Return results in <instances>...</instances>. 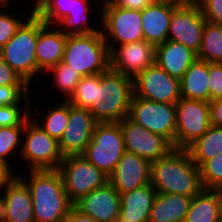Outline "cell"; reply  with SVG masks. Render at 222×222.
Returning <instances> with one entry per match:
<instances>
[{"label": "cell", "mask_w": 222, "mask_h": 222, "mask_svg": "<svg viewBox=\"0 0 222 222\" xmlns=\"http://www.w3.org/2000/svg\"><path fill=\"white\" fill-rule=\"evenodd\" d=\"M151 185L160 194L194 197L204 188L200 168L185 149H173L167 156L151 162Z\"/></svg>", "instance_id": "obj_1"}, {"label": "cell", "mask_w": 222, "mask_h": 222, "mask_svg": "<svg viewBox=\"0 0 222 222\" xmlns=\"http://www.w3.org/2000/svg\"><path fill=\"white\" fill-rule=\"evenodd\" d=\"M28 178L16 175L28 186L35 222H64L73 203L66 193L60 172L29 170Z\"/></svg>", "instance_id": "obj_2"}, {"label": "cell", "mask_w": 222, "mask_h": 222, "mask_svg": "<svg viewBox=\"0 0 222 222\" xmlns=\"http://www.w3.org/2000/svg\"><path fill=\"white\" fill-rule=\"evenodd\" d=\"M133 95V78L109 69L95 75L94 101L88 109L98 123L119 122L128 117Z\"/></svg>", "instance_id": "obj_3"}, {"label": "cell", "mask_w": 222, "mask_h": 222, "mask_svg": "<svg viewBox=\"0 0 222 222\" xmlns=\"http://www.w3.org/2000/svg\"><path fill=\"white\" fill-rule=\"evenodd\" d=\"M62 62L84 77L110 69V51L101 31L67 35Z\"/></svg>", "instance_id": "obj_4"}, {"label": "cell", "mask_w": 222, "mask_h": 222, "mask_svg": "<svg viewBox=\"0 0 222 222\" xmlns=\"http://www.w3.org/2000/svg\"><path fill=\"white\" fill-rule=\"evenodd\" d=\"M24 19L15 35L0 49V55L29 86H32L31 82L38 76V16L33 12V7Z\"/></svg>", "instance_id": "obj_5"}, {"label": "cell", "mask_w": 222, "mask_h": 222, "mask_svg": "<svg viewBox=\"0 0 222 222\" xmlns=\"http://www.w3.org/2000/svg\"><path fill=\"white\" fill-rule=\"evenodd\" d=\"M100 11L99 27L109 51L119 45L144 40L140 10L115 7L106 0Z\"/></svg>", "instance_id": "obj_6"}, {"label": "cell", "mask_w": 222, "mask_h": 222, "mask_svg": "<svg viewBox=\"0 0 222 222\" xmlns=\"http://www.w3.org/2000/svg\"><path fill=\"white\" fill-rule=\"evenodd\" d=\"M20 157L28 162L29 170L58 169L64 156L59 141L51 137L30 117L25 123Z\"/></svg>", "instance_id": "obj_7"}, {"label": "cell", "mask_w": 222, "mask_h": 222, "mask_svg": "<svg viewBox=\"0 0 222 222\" xmlns=\"http://www.w3.org/2000/svg\"><path fill=\"white\" fill-rule=\"evenodd\" d=\"M124 152V140L119 123L104 122L95 125L92 139L82 155L109 177Z\"/></svg>", "instance_id": "obj_8"}, {"label": "cell", "mask_w": 222, "mask_h": 222, "mask_svg": "<svg viewBox=\"0 0 222 222\" xmlns=\"http://www.w3.org/2000/svg\"><path fill=\"white\" fill-rule=\"evenodd\" d=\"M57 170L61 174L68 198L73 204L82 196L109 182V177L82 154L64 157Z\"/></svg>", "instance_id": "obj_9"}, {"label": "cell", "mask_w": 222, "mask_h": 222, "mask_svg": "<svg viewBox=\"0 0 222 222\" xmlns=\"http://www.w3.org/2000/svg\"><path fill=\"white\" fill-rule=\"evenodd\" d=\"M128 118L163 136L175 148L176 104L153 102L133 95Z\"/></svg>", "instance_id": "obj_10"}, {"label": "cell", "mask_w": 222, "mask_h": 222, "mask_svg": "<svg viewBox=\"0 0 222 222\" xmlns=\"http://www.w3.org/2000/svg\"><path fill=\"white\" fill-rule=\"evenodd\" d=\"M211 126L209 102L180 98L176 103L175 149H187Z\"/></svg>", "instance_id": "obj_11"}, {"label": "cell", "mask_w": 222, "mask_h": 222, "mask_svg": "<svg viewBox=\"0 0 222 222\" xmlns=\"http://www.w3.org/2000/svg\"><path fill=\"white\" fill-rule=\"evenodd\" d=\"M134 96L145 100L176 104L181 98L180 80L171 77L156 63L133 79Z\"/></svg>", "instance_id": "obj_12"}, {"label": "cell", "mask_w": 222, "mask_h": 222, "mask_svg": "<svg viewBox=\"0 0 222 222\" xmlns=\"http://www.w3.org/2000/svg\"><path fill=\"white\" fill-rule=\"evenodd\" d=\"M118 123L121 127L125 151L153 162L167 156L174 149L166 138L154 134L128 117Z\"/></svg>", "instance_id": "obj_13"}, {"label": "cell", "mask_w": 222, "mask_h": 222, "mask_svg": "<svg viewBox=\"0 0 222 222\" xmlns=\"http://www.w3.org/2000/svg\"><path fill=\"white\" fill-rule=\"evenodd\" d=\"M205 23L198 4L178 6L170 20L167 40L180 42L198 54Z\"/></svg>", "instance_id": "obj_14"}, {"label": "cell", "mask_w": 222, "mask_h": 222, "mask_svg": "<svg viewBox=\"0 0 222 222\" xmlns=\"http://www.w3.org/2000/svg\"><path fill=\"white\" fill-rule=\"evenodd\" d=\"M98 122L88 108L76 107L69 103L67 127L59 139V148L64 157L83 154L92 139Z\"/></svg>", "instance_id": "obj_15"}, {"label": "cell", "mask_w": 222, "mask_h": 222, "mask_svg": "<svg viewBox=\"0 0 222 222\" xmlns=\"http://www.w3.org/2000/svg\"><path fill=\"white\" fill-rule=\"evenodd\" d=\"M155 63V47L145 40L119 45L110 51V69L135 78Z\"/></svg>", "instance_id": "obj_16"}, {"label": "cell", "mask_w": 222, "mask_h": 222, "mask_svg": "<svg viewBox=\"0 0 222 222\" xmlns=\"http://www.w3.org/2000/svg\"><path fill=\"white\" fill-rule=\"evenodd\" d=\"M1 190L0 222H35L30 190L17 175Z\"/></svg>", "instance_id": "obj_17"}, {"label": "cell", "mask_w": 222, "mask_h": 222, "mask_svg": "<svg viewBox=\"0 0 222 222\" xmlns=\"http://www.w3.org/2000/svg\"><path fill=\"white\" fill-rule=\"evenodd\" d=\"M97 222H116L121 210L120 193L110 182L82 196L73 204Z\"/></svg>", "instance_id": "obj_18"}, {"label": "cell", "mask_w": 222, "mask_h": 222, "mask_svg": "<svg viewBox=\"0 0 222 222\" xmlns=\"http://www.w3.org/2000/svg\"><path fill=\"white\" fill-rule=\"evenodd\" d=\"M151 181V162L125 151L117 167L109 176V182L119 193L141 188Z\"/></svg>", "instance_id": "obj_19"}, {"label": "cell", "mask_w": 222, "mask_h": 222, "mask_svg": "<svg viewBox=\"0 0 222 222\" xmlns=\"http://www.w3.org/2000/svg\"><path fill=\"white\" fill-rule=\"evenodd\" d=\"M54 27L55 25L46 24L38 17V40L36 45L38 76L45 73L52 66L58 65L63 59L67 34L57 27L54 29Z\"/></svg>", "instance_id": "obj_20"}, {"label": "cell", "mask_w": 222, "mask_h": 222, "mask_svg": "<svg viewBox=\"0 0 222 222\" xmlns=\"http://www.w3.org/2000/svg\"><path fill=\"white\" fill-rule=\"evenodd\" d=\"M176 7L153 0L141 10L143 37L146 42L156 47L167 40L170 20Z\"/></svg>", "instance_id": "obj_21"}, {"label": "cell", "mask_w": 222, "mask_h": 222, "mask_svg": "<svg viewBox=\"0 0 222 222\" xmlns=\"http://www.w3.org/2000/svg\"><path fill=\"white\" fill-rule=\"evenodd\" d=\"M196 59L197 54L180 42L166 40L155 47V63L178 80Z\"/></svg>", "instance_id": "obj_22"}, {"label": "cell", "mask_w": 222, "mask_h": 222, "mask_svg": "<svg viewBox=\"0 0 222 222\" xmlns=\"http://www.w3.org/2000/svg\"><path fill=\"white\" fill-rule=\"evenodd\" d=\"M156 190L150 184L133 191L120 193L122 222H148Z\"/></svg>", "instance_id": "obj_23"}, {"label": "cell", "mask_w": 222, "mask_h": 222, "mask_svg": "<svg viewBox=\"0 0 222 222\" xmlns=\"http://www.w3.org/2000/svg\"><path fill=\"white\" fill-rule=\"evenodd\" d=\"M192 197L157 193L148 222H184Z\"/></svg>", "instance_id": "obj_24"}, {"label": "cell", "mask_w": 222, "mask_h": 222, "mask_svg": "<svg viewBox=\"0 0 222 222\" xmlns=\"http://www.w3.org/2000/svg\"><path fill=\"white\" fill-rule=\"evenodd\" d=\"M209 63L196 59L180 79L181 98L210 102Z\"/></svg>", "instance_id": "obj_25"}, {"label": "cell", "mask_w": 222, "mask_h": 222, "mask_svg": "<svg viewBox=\"0 0 222 222\" xmlns=\"http://www.w3.org/2000/svg\"><path fill=\"white\" fill-rule=\"evenodd\" d=\"M89 0H70L69 13L60 19L55 26L67 35L87 34L101 31V28L88 25L90 8ZM88 25V26H87Z\"/></svg>", "instance_id": "obj_26"}, {"label": "cell", "mask_w": 222, "mask_h": 222, "mask_svg": "<svg viewBox=\"0 0 222 222\" xmlns=\"http://www.w3.org/2000/svg\"><path fill=\"white\" fill-rule=\"evenodd\" d=\"M192 161L200 168L207 160L222 153V127L209 129L186 149Z\"/></svg>", "instance_id": "obj_27"}, {"label": "cell", "mask_w": 222, "mask_h": 222, "mask_svg": "<svg viewBox=\"0 0 222 222\" xmlns=\"http://www.w3.org/2000/svg\"><path fill=\"white\" fill-rule=\"evenodd\" d=\"M218 219L216 193L212 189H203L192 198L184 222H217Z\"/></svg>", "instance_id": "obj_28"}, {"label": "cell", "mask_w": 222, "mask_h": 222, "mask_svg": "<svg viewBox=\"0 0 222 222\" xmlns=\"http://www.w3.org/2000/svg\"><path fill=\"white\" fill-rule=\"evenodd\" d=\"M197 59L208 63H222V25L205 23Z\"/></svg>", "instance_id": "obj_29"}, {"label": "cell", "mask_w": 222, "mask_h": 222, "mask_svg": "<svg viewBox=\"0 0 222 222\" xmlns=\"http://www.w3.org/2000/svg\"><path fill=\"white\" fill-rule=\"evenodd\" d=\"M61 101L58 106H52L45 108L46 115L44 114V120L40 118L41 122H38L36 117L30 113L31 118L38 124L44 131H46L51 137L59 139L62 137L69 119V102L65 99ZM47 110V111H46ZM33 116V117H32ZM37 121V122H36ZM43 121V122H42Z\"/></svg>", "instance_id": "obj_30"}, {"label": "cell", "mask_w": 222, "mask_h": 222, "mask_svg": "<svg viewBox=\"0 0 222 222\" xmlns=\"http://www.w3.org/2000/svg\"><path fill=\"white\" fill-rule=\"evenodd\" d=\"M48 73H51L54 78V86L64 94L66 100L71 97L82 77L78 71L73 70L71 66L62 61L49 68L44 75H49Z\"/></svg>", "instance_id": "obj_31"}, {"label": "cell", "mask_w": 222, "mask_h": 222, "mask_svg": "<svg viewBox=\"0 0 222 222\" xmlns=\"http://www.w3.org/2000/svg\"><path fill=\"white\" fill-rule=\"evenodd\" d=\"M33 12L46 24L54 25L69 13L70 0H36Z\"/></svg>", "instance_id": "obj_32"}, {"label": "cell", "mask_w": 222, "mask_h": 222, "mask_svg": "<svg viewBox=\"0 0 222 222\" xmlns=\"http://www.w3.org/2000/svg\"><path fill=\"white\" fill-rule=\"evenodd\" d=\"M24 129L25 126L0 127V159L11 169L12 165L8 157L13 155L19 147L22 149Z\"/></svg>", "instance_id": "obj_33"}, {"label": "cell", "mask_w": 222, "mask_h": 222, "mask_svg": "<svg viewBox=\"0 0 222 222\" xmlns=\"http://www.w3.org/2000/svg\"><path fill=\"white\" fill-rule=\"evenodd\" d=\"M31 109V103L0 106V127L25 126L26 121L31 117Z\"/></svg>", "instance_id": "obj_34"}, {"label": "cell", "mask_w": 222, "mask_h": 222, "mask_svg": "<svg viewBox=\"0 0 222 222\" xmlns=\"http://www.w3.org/2000/svg\"><path fill=\"white\" fill-rule=\"evenodd\" d=\"M201 183L204 189L222 186V153L207 160L200 167Z\"/></svg>", "instance_id": "obj_35"}, {"label": "cell", "mask_w": 222, "mask_h": 222, "mask_svg": "<svg viewBox=\"0 0 222 222\" xmlns=\"http://www.w3.org/2000/svg\"><path fill=\"white\" fill-rule=\"evenodd\" d=\"M94 93L95 75L84 76L67 101L76 107L88 108L94 101Z\"/></svg>", "instance_id": "obj_36"}, {"label": "cell", "mask_w": 222, "mask_h": 222, "mask_svg": "<svg viewBox=\"0 0 222 222\" xmlns=\"http://www.w3.org/2000/svg\"><path fill=\"white\" fill-rule=\"evenodd\" d=\"M31 86H0V106L31 103L28 92Z\"/></svg>", "instance_id": "obj_37"}, {"label": "cell", "mask_w": 222, "mask_h": 222, "mask_svg": "<svg viewBox=\"0 0 222 222\" xmlns=\"http://www.w3.org/2000/svg\"><path fill=\"white\" fill-rule=\"evenodd\" d=\"M20 18V19H19ZM0 11V49L15 35L17 29L25 21L22 17Z\"/></svg>", "instance_id": "obj_38"}, {"label": "cell", "mask_w": 222, "mask_h": 222, "mask_svg": "<svg viewBox=\"0 0 222 222\" xmlns=\"http://www.w3.org/2000/svg\"><path fill=\"white\" fill-rule=\"evenodd\" d=\"M198 6L206 22L222 25V0H199Z\"/></svg>", "instance_id": "obj_39"}, {"label": "cell", "mask_w": 222, "mask_h": 222, "mask_svg": "<svg viewBox=\"0 0 222 222\" xmlns=\"http://www.w3.org/2000/svg\"><path fill=\"white\" fill-rule=\"evenodd\" d=\"M210 101L222 98V63H209Z\"/></svg>", "instance_id": "obj_40"}, {"label": "cell", "mask_w": 222, "mask_h": 222, "mask_svg": "<svg viewBox=\"0 0 222 222\" xmlns=\"http://www.w3.org/2000/svg\"><path fill=\"white\" fill-rule=\"evenodd\" d=\"M0 86H29L28 83L3 60L1 55Z\"/></svg>", "instance_id": "obj_41"}, {"label": "cell", "mask_w": 222, "mask_h": 222, "mask_svg": "<svg viewBox=\"0 0 222 222\" xmlns=\"http://www.w3.org/2000/svg\"><path fill=\"white\" fill-rule=\"evenodd\" d=\"M106 0L102 1V4ZM112 6L119 8L142 10L148 6L153 0H107Z\"/></svg>", "instance_id": "obj_42"}, {"label": "cell", "mask_w": 222, "mask_h": 222, "mask_svg": "<svg viewBox=\"0 0 222 222\" xmlns=\"http://www.w3.org/2000/svg\"><path fill=\"white\" fill-rule=\"evenodd\" d=\"M209 108L211 125L222 127V98L210 101Z\"/></svg>", "instance_id": "obj_43"}, {"label": "cell", "mask_w": 222, "mask_h": 222, "mask_svg": "<svg viewBox=\"0 0 222 222\" xmlns=\"http://www.w3.org/2000/svg\"><path fill=\"white\" fill-rule=\"evenodd\" d=\"M64 222H97V221L94 220L92 217L83 214L73 205L69 210L68 215L66 216Z\"/></svg>", "instance_id": "obj_44"}, {"label": "cell", "mask_w": 222, "mask_h": 222, "mask_svg": "<svg viewBox=\"0 0 222 222\" xmlns=\"http://www.w3.org/2000/svg\"><path fill=\"white\" fill-rule=\"evenodd\" d=\"M15 175L16 172L14 173L13 170L4 161L0 159V190Z\"/></svg>", "instance_id": "obj_45"}, {"label": "cell", "mask_w": 222, "mask_h": 222, "mask_svg": "<svg viewBox=\"0 0 222 222\" xmlns=\"http://www.w3.org/2000/svg\"><path fill=\"white\" fill-rule=\"evenodd\" d=\"M175 6H190L198 4L199 0H159Z\"/></svg>", "instance_id": "obj_46"}, {"label": "cell", "mask_w": 222, "mask_h": 222, "mask_svg": "<svg viewBox=\"0 0 222 222\" xmlns=\"http://www.w3.org/2000/svg\"><path fill=\"white\" fill-rule=\"evenodd\" d=\"M212 190L216 193L217 202H218L219 216L222 217V186L216 187Z\"/></svg>", "instance_id": "obj_47"}, {"label": "cell", "mask_w": 222, "mask_h": 222, "mask_svg": "<svg viewBox=\"0 0 222 222\" xmlns=\"http://www.w3.org/2000/svg\"><path fill=\"white\" fill-rule=\"evenodd\" d=\"M10 4H9V2H0V7L2 8H4V10L5 9H7V7L9 6ZM6 7V8H5Z\"/></svg>", "instance_id": "obj_48"}, {"label": "cell", "mask_w": 222, "mask_h": 222, "mask_svg": "<svg viewBox=\"0 0 222 222\" xmlns=\"http://www.w3.org/2000/svg\"><path fill=\"white\" fill-rule=\"evenodd\" d=\"M11 1H13V0H0V2H10V3H11Z\"/></svg>", "instance_id": "obj_49"}, {"label": "cell", "mask_w": 222, "mask_h": 222, "mask_svg": "<svg viewBox=\"0 0 222 222\" xmlns=\"http://www.w3.org/2000/svg\"><path fill=\"white\" fill-rule=\"evenodd\" d=\"M217 222H222V217L219 216V219L217 220Z\"/></svg>", "instance_id": "obj_50"}]
</instances>
